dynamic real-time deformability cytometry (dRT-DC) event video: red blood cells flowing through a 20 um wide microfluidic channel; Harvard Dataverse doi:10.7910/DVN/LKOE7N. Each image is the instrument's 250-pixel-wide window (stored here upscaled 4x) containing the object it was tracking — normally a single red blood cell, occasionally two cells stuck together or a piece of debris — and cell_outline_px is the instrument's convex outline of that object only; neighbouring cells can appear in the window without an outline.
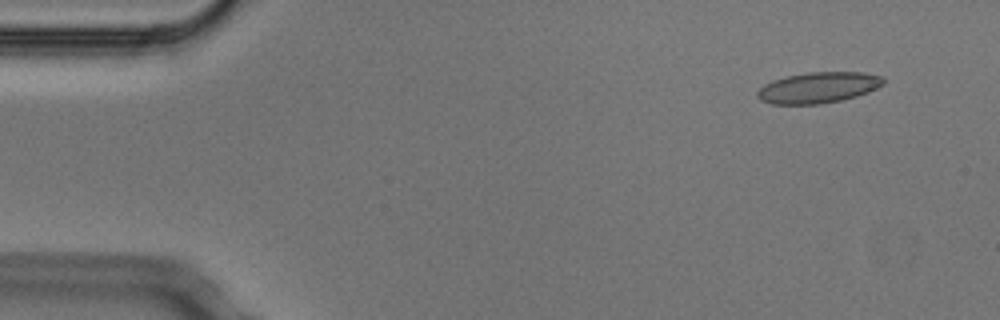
{"species": "Egyptian fruit bat (a non-hibernating species)", "species_latin": "Rousettus aegyptiacus", "temperature_condition": "cold", "stored_images_in_passage": 4, "camera_frame_rate_fps": 3000, "um_per_image_px": 0.085, "animal": {"sex": "male"}, "frame": {"image": 1, "passage_image": 1, "time_ms": 0.0, "image_size_px": [1000, 320], "cell_outline_px": [[884, 84], [868, 92], [856, 96], [840, 100], [820, 104], [772, 104], [760, 100], [756, 96], [756, 92], [764, 84], [772, 80], [788, 76], [808, 72], [864, 72], [884, 76]], "centroid_in_image_um": [69.55, 7.44], "position_along_channel_um": 15.4, "area_um2": 22.77}}
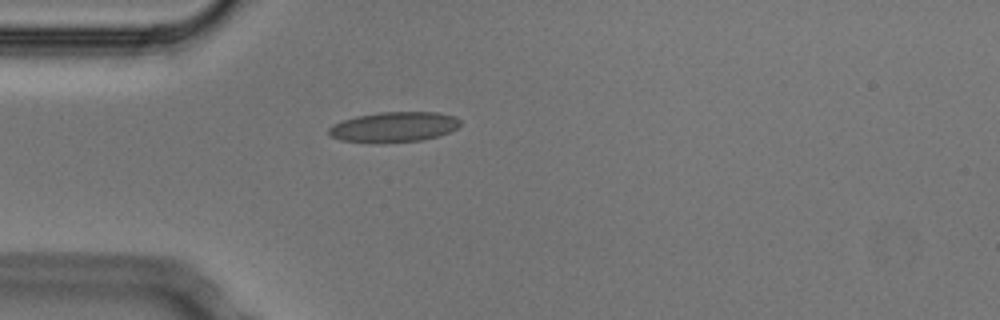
{"frame": {"image": 2, "passage_image": 4, "time_ms": 1.0, "image_size_px": [1000, 320], "cell_outline_px": [[460, 124], [456, 128], [440, 136], [424, 140], [340, 140], [332, 136], [328, 132], [328, 128], [332, 124], [356, 116], [380, 112], [436, 112], [452, 116], [460, 120]], "centroid_in_image_um": [33.51, 10.75], "position_along_channel_um": 51.5, "area_um2": 22.14}}